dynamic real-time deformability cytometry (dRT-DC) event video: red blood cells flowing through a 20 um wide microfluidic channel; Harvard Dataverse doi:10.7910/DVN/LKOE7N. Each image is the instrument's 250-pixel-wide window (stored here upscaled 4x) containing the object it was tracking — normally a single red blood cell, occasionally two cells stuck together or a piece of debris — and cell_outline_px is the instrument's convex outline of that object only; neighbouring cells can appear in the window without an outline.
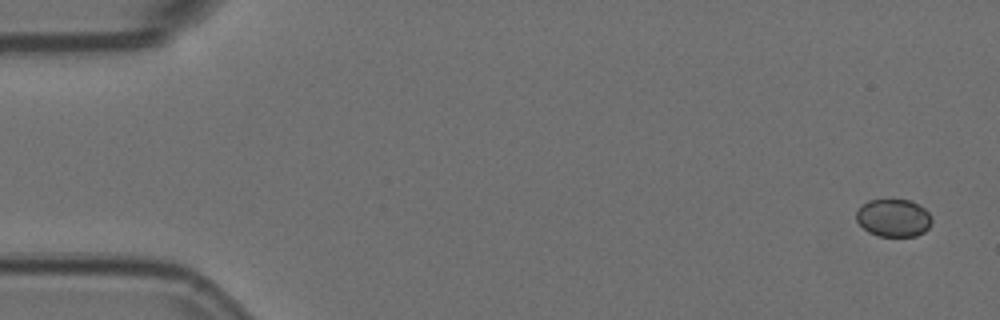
{"species": "Egyptian fruit bat (a non-hibernating species)", "species_latin": "Rousettus aegyptiacus", "temperature_condition": "room temperature", "stored_images_in_passage": 4, "camera_frame_rate_fps": 3000, "um_per_image_px": 0.085, "animal": {"sex": "female"}, "frame": {"image": 1, "passage_image": 1, "time_ms": 0.0, "image_size_px": [1000, 320], "cell_outline_px": [[932, 224], [924, 232], [916, 236], [880, 236], [868, 232], [856, 220], [856, 212], [868, 200], [892, 196], [908, 200], [924, 208], [932, 216]], "centroid_in_image_um": [75.96, 18.48], "position_along_channel_um": 9.0, "area_um2": 17.05}}
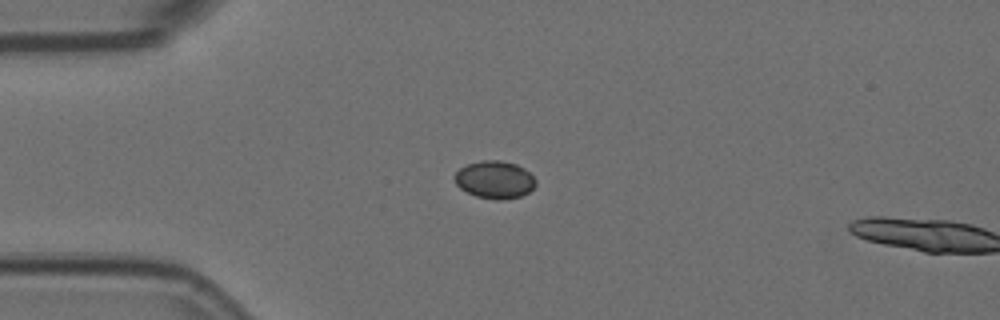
{"frame": {"image": 2, "passage_image": 3, "time_ms": 0.667, "image_size_px": [1000, 320], "cell_outline_px": [[536, 184], [528, 192], [520, 196], [500, 200], [496, 200], [476, 196], [460, 188], [456, 184], [452, 176], [460, 168], [468, 164], [480, 160], [500, 160], [516, 164], [524, 168], [536, 180]], "centroid_in_image_um": [42.02, 15.26], "position_along_channel_um": 43.0, "area_um2": 17.74}}